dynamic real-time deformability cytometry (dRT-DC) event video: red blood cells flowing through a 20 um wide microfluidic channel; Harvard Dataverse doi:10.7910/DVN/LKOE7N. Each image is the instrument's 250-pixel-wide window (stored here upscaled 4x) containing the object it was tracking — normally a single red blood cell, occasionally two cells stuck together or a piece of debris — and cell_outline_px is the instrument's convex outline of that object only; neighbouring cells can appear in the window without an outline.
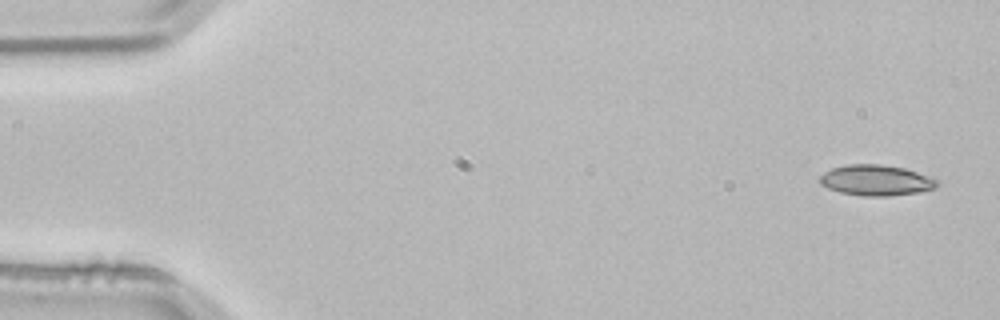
{"species": "common noctule bat (a hibernating species)", "species_latin": "Nyctalus noctula", "temperature_condition": "room temperature", "stored_images_in_passage": 3, "camera_frame_rate_fps": 3000, "um_per_image_px": 0.085, "animal": {"sex": "male", "body_mass_g": 21.5, "forearm_length_mm": 52.0}, "frame": {"image": 1, "passage_image": 1, "time_ms": 0.0, "image_size_px": [1000, 320], "cell_outline_px": [[940, 184], [936, 188], [920, 192], [888, 196], [864, 196], [840, 192], [828, 188], [820, 184], [820, 176], [824, 172], [832, 168], [848, 164], [880, 164], [904, 168], [932, 176], [940, 180]], "centroid_in_image_um": [74.53, 15.32], "position_along_channel_um": 10.5, "area_um2": 21.21}}